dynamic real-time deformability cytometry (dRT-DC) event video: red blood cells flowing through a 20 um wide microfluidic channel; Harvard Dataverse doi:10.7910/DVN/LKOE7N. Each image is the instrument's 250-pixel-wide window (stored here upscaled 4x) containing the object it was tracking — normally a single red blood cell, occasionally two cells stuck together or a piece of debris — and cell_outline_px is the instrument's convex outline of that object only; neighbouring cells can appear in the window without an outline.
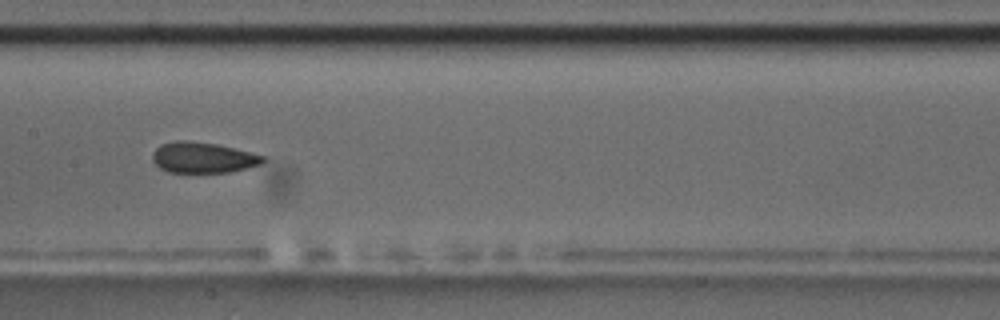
{"species": "common noctule bat (a hibernating species)", "species_latin": "Nyctalus noctula", "temperature_condition": "room temperature", "stored_images_in_passage": 11, "camera_frame_rate_fps": 3000, "um_per_image_px": 0.085, "animal": {"sex": "male", "body_mass_g": 17.5, "forearm_length_mm": 52.3}, "frame": {"image": 1, "passage_image": 8, "time_ms": 9.0, "image_size_px": [1000, 320], "cell_outline_px": [[268, 160], [260, 164], [228, 172], [168, 172], [160, 168], [152, 160], [152, 152], [160, 144], [176, 140], [188, 140], [216, 144], [252, 152], [268, 156]], "centroid_in_image_um": [17.26, 13.38], "position_along_channel_um": 190.1, "area_um2": 19.94}}